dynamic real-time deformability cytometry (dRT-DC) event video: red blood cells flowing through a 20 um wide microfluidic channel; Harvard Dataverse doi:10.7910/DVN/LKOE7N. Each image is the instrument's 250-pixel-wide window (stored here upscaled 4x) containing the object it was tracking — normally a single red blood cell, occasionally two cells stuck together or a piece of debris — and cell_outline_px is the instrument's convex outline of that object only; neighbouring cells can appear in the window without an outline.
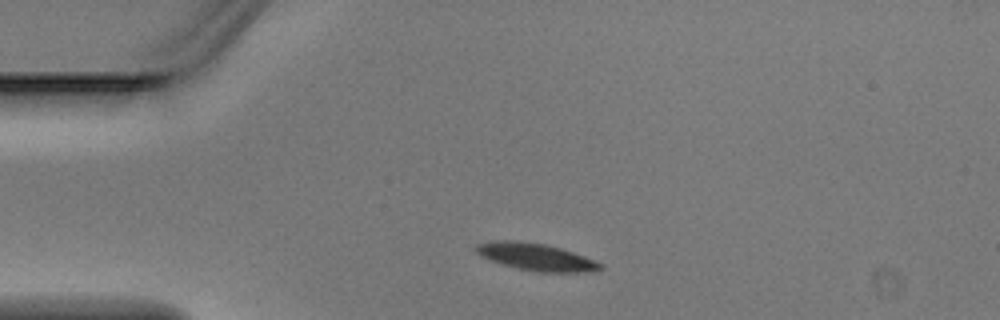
{"species": "Egyptian fruit bat (a non-hibernating species)", "species_latin": "Rousettus aegyptiacus", "temperature_condition": "warm", "stored_images_in_passage": 2, "camera_frame_rate_fps": 3000, "um_per_image_px": 0.085, "animal": {"sex": "male"}, "frame": {"image": 1, "passage_image": 1, "time_ms": 0.0, "image_size_px": [1000, 320], "cell_outline_px": [[604, 268], [588, 272], [540, 272], [516, 268], [488, 260], [480, 256], [476, 252], [476, 244], [492, 240], [520, 240], [544, 244], [560, 248], [584, 256], [604, 264]], "centroid_in_image_um": [45.53, 21.83], "position_along_channel_um": 39.5, "area_um2": 19.83}}